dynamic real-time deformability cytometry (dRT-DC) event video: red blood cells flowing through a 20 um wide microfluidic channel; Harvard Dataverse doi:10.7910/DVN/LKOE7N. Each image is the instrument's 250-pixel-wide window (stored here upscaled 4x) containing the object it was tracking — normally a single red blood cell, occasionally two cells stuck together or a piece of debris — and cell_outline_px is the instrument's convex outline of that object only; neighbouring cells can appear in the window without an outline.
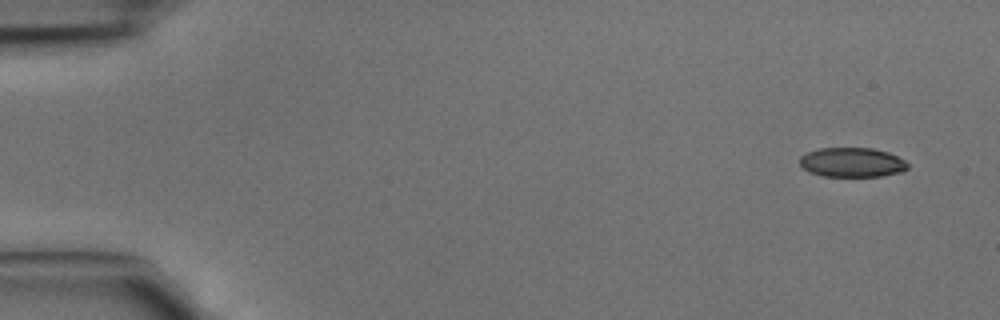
{"species": "common noctule bat (a hibernating species)", "species_latin": "Nyctalus noctula", "temperature_condition": "cold", "stored_images_in_passage": 4, "camera_frame_rate_fps": 3000, "um_per_image_px": 0.085, "animal": {"sex": "male", "body_mass_g": 15.6}, "frame": {"image": 1, "passage_image": 1, "time_ms": 0.0, "image_size_px": [1000, 320], "cell_outline_px": [[908, 168], [900, 172], [880, 176], [824, 176], [812, 172], [804, 168], [800, 164], [800, 156], [808, 152], [820, 148], [872, 148], [888, 152], [904, 160], [908, 164]], "centroid_in_image_um": [72.43, 13.79], "position_along_channel_um": 12.6, "area_um2": 18.32}}
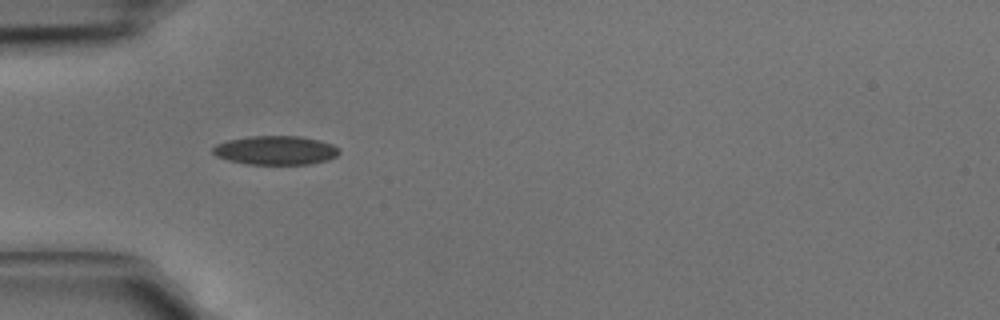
{"frame": {"image": 2, "passage_image": 4, "time_ms": 1.0, "image_size_px": [1000, 320], "cell_outline_px": [[340, 152], [336, 156], [328, 160], [308, 164], [248, 164], [228, 160], [216, 156], [212, 152], [212, 148], [216, 144], [228, 140], [252, 136], [300, 136], [320, 140], [332, 144], [340, 148]], "centroid_in_image_um": [23.44, 12.77], "position_along_channel_um": 61.6, "area_um2": 21.33}}